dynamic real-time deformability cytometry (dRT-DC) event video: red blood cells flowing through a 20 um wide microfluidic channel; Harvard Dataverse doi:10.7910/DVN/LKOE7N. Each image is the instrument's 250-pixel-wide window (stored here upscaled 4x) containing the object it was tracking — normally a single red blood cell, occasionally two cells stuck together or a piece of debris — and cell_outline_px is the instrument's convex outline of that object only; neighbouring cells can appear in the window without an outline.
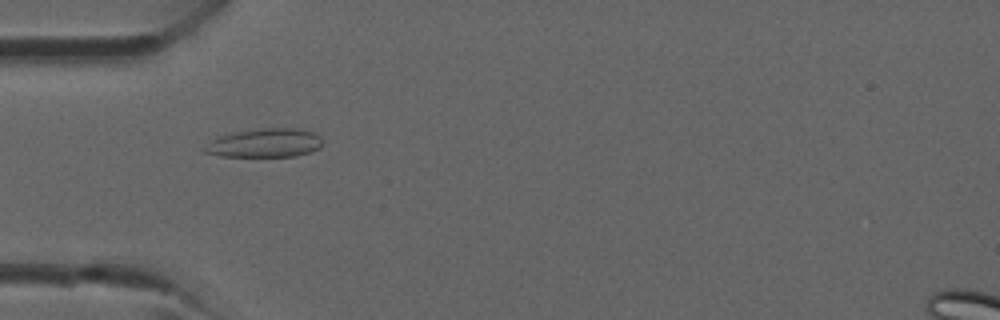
{"species": "common noctule bat (a hibernating species)", "species_latin": "Nyctalus noctula", "temperature_condition": "room temperature", "stored_images_in_passage": 28, "camera_frame_rate_fps": 3000, "um_per_image_px": 0.085, "animal": {"sex": "male", "forearm_length_mm": 52.5}, "frame": {"image": 1, "passage_image": 1, "time_ms": 0.0, "image_size_px": [1000, 320], "cell_outline_px": [[320, 148], [296, 156], [220, 156], [204, 152], [204, 148], [212, 140], [220, 136], [236, 132], [260, 128], [300, 128], [316, 132], [320, 136]], "centroid_in_image_um": [22.55, 12.14], "position_along_channel_um": 62.5, "area_um2": 19.59}}
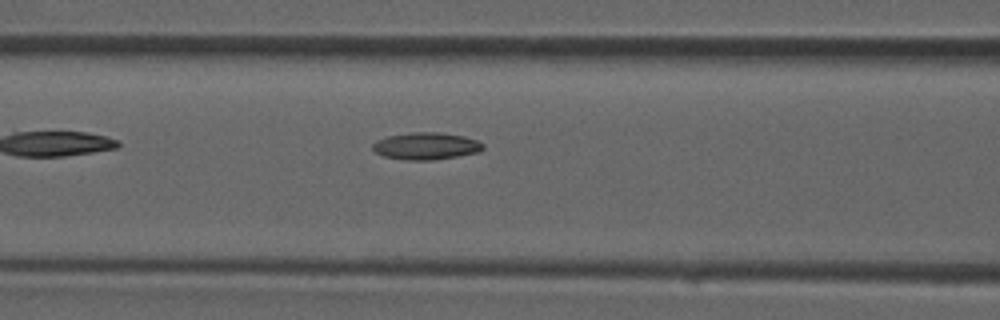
{"frame": {"image": 2, "passage_image": 5, "time_ms": 1.333, "image_size_px": [1000, 320], "cell_outline_px": [[484, 148], [480, 152], [432, 160], [404, 160], [384, 156], [376, 152], [372, 148], [372, 144], [376, 140], [388, 136], [412, 132], [440, 132], [464, 136], [476, 140], [484, 144]], "centroid_in_image_um": [36.22, 12.41], "position_along_channel_um": 130.4, "area_um2": 17.46}}